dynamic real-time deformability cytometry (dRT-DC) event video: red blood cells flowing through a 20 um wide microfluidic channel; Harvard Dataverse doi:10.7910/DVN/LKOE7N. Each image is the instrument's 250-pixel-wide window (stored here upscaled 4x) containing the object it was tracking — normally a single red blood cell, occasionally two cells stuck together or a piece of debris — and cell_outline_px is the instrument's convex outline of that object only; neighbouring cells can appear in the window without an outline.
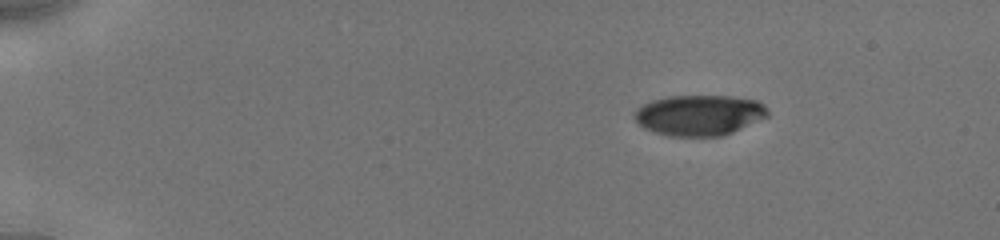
{"species": "human", "species_latin": "Homo sapiens", "temperature_condition": "cold", "stored_images_in_passage": 53, "camera_frame_rate_fps": 3000, "um_per_image_px": 0.085, "donor": {"sex": "male"}, "frame": {"image": 1, "passage_image": 1, "time_ms": 0.0, "image_size_px": [1000, 240], "cell_outline_px": [[768, 116], [724, 136], [668, 136], [644, 128], [632, 116], [636, 108], [652, 100], [668, 96], [732, 96], [756, 100], [764, 104], [768, 108]], "centroid_in_image_um": [59.44, 9.78], "position_along_channel_um": 25.6, "area_um2": 31.62}}
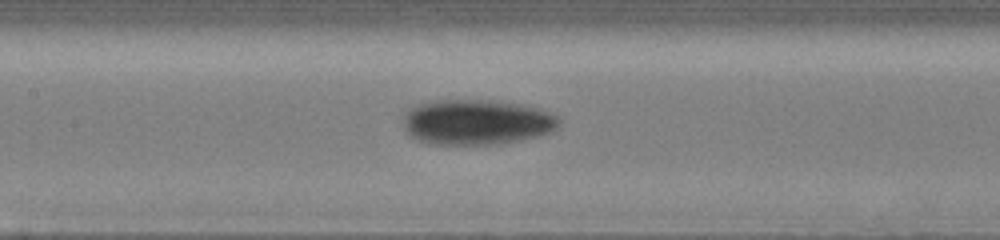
{"frame": {"image": 2, "passage_image": 25, "time_ms": 6.333, "image_size_px": [1000, 240], "cell_outline_px": [[560, 124], [552, 132], [540, 136], [496, 144], [428, 144], [404, 132], [404, 112], [408, 108], [432, 100], [492, 100], [520, 104], [536, 108], [560, 116]], "centroid_in_image_um": [40.51, 10.37], "position_along_channel_um": 166.9, "area_um2": 41.33}}
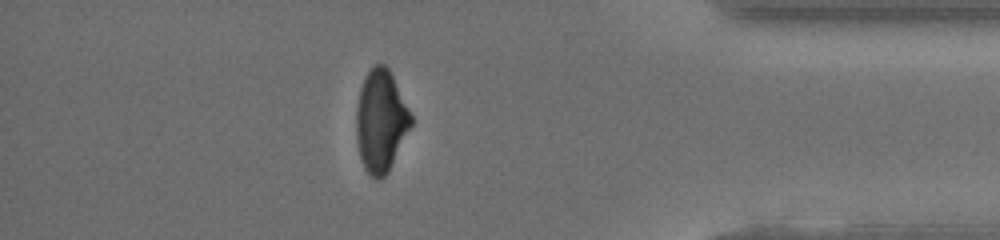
{"frame": {"image": 3, "passage_image": 45, "time_ms": 13.0, "image_size_px": [1000, 240], "cell_outline_px": [[412, 124], [388, 172], [380, 180], [376, 180], [364, 168], [360, 160], [356, 140], [356, 108], [360, 88], [364, 76], [376, 64], [384, 64], [388, 68], [412, 116]], "centroid_in_image_um": [32.34, 10.31], "position_along_channel_um": 402.9, "area_um2": 32.37}, "authors_computed_cell_mechanics": {"area_um2": 35.3158, "velocity_mm_per_s": 3.9315, "shape_relaxation_time_tau1_ms": 2.9871, "shape_relaxation_time_tau2_ms": 3.1918, "deformation_change_tau1": 0.1277, "deformation_change_tau2": 0.0855}}